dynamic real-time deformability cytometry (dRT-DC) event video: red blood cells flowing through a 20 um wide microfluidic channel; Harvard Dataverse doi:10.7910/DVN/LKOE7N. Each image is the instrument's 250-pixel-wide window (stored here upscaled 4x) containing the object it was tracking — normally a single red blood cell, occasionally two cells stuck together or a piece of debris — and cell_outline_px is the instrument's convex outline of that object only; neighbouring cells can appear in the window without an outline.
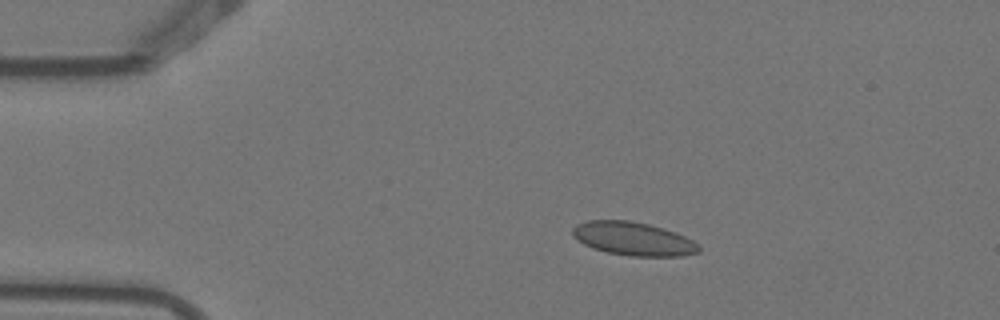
{"species": "Egyptian fruit bat (a non-hibernating species)", "species_latin": "Rousettus aegyptiacus", "temperature_condition": "warm", "stored_images_in_passage": 8, "camera_frame_rate_fps": 3000, "um_per_image_px": 0.085, "animal": {"sex": "female"}, "frame": {"image": 1, "passage_image": 1, "time_ms": 0.0, "image_size_px": [1000, 320], "cell_outline_px": [[700, 252], [684, 256], [628, 256], [608, 252], [592, 248], [584, 244], [572, 236], [572, 228], [576, 224], [588, 220], [628, 220], [648, 224], [664, 228], [676, 232], [700, 244]], "centroid_in_image_um": [53.84, 20.29], "position_along_channel_um": 31.2, "area_um2": 24.8}}
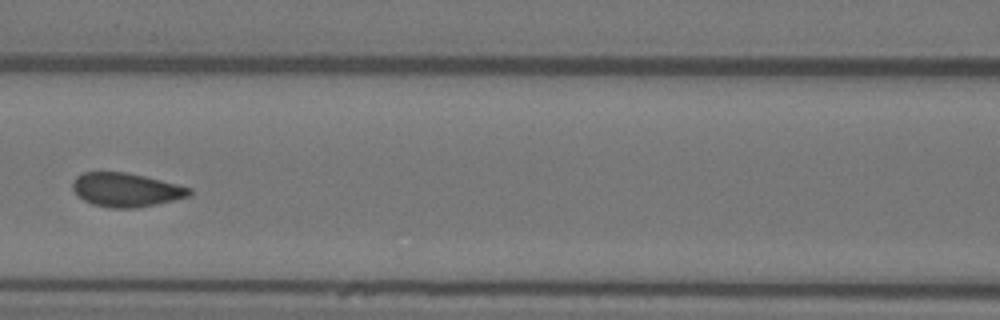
{"frame": {"image": 2, "passage_image": 5, "time_ms": 1.333, "image_size_px": [1000, 320], "cell_outline_px": [[192, 192], [188, 196], [156, 204], [136, 208], [112, 208], [92, 204], [84, 200], [72, 188], [72, 184], [76, 176], [84, 172], [124, 172], [144, 176], [192, 188]], "centroid_in_image_um": [10.7, 16.13], "position_along_channel_um": 155.9, "area_um2": 22.72}}
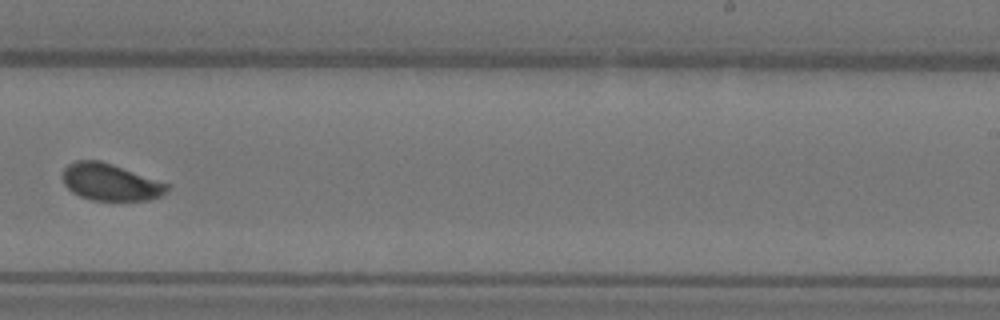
{"frame": {"image": 3, "passage_image": 8, "time_ms": 2.333, "image_size_px": [1000, 320], "cell_outline_px": [[172, 184], [168, 192], [160, 196], [148, 200], [92, 200], [80, 196], [72, 192], [64, 184], [64, 168], [68, 164], [76, 160], [100, 160]], "centroid_in_image_um": [9.44, 15.48], "position_along_channel_um": 279.6, "area_um2": 22.6}}